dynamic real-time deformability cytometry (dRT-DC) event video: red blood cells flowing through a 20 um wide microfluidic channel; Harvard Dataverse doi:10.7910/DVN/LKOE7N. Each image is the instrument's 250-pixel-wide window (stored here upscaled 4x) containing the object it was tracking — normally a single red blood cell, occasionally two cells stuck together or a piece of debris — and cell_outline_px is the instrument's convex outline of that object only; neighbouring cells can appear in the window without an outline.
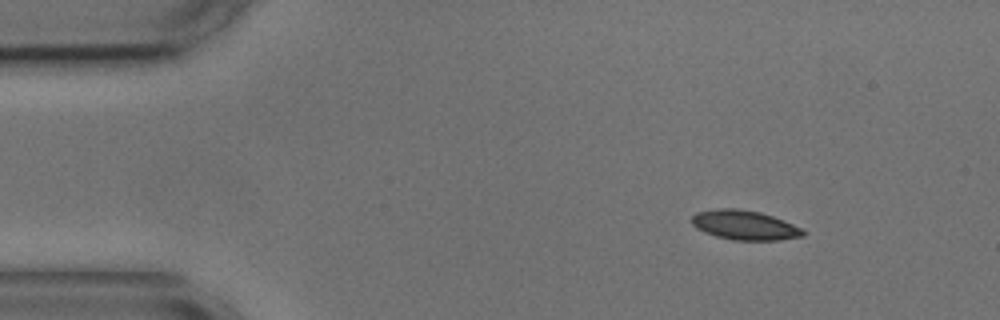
{"species": "common noctule bat (a hibernating species)", "species_latin": "Nyctalus noctula", "temperature_condition": "cold", "stored_images_in_passage": 3, "camera_frame_rate_fps": 3000, "um_per_image_px": 0.085, "animal": {"sex": "male", "body_mass_g": 17.9, "forearm_length_mm": 54.2}, "frame": {"image": 1, "passage_image": 1, "time_ms": 0.0, "image_size_px": [1000, 320], "cell_outline_px": [[804, 236], [780, 240], [732, 240], [716, 236], [704, 232], [696, 228], [692, 224], [692, 216], [696, 212], [720, 208], [736, 208], [760, 212], [772, 216], [792, 224], [800, 228], [804, 232]], "centroid_in_image_um": [63.26, 19.14], "position_along_channel_um": 21.7, "area_um2": 19.02}}